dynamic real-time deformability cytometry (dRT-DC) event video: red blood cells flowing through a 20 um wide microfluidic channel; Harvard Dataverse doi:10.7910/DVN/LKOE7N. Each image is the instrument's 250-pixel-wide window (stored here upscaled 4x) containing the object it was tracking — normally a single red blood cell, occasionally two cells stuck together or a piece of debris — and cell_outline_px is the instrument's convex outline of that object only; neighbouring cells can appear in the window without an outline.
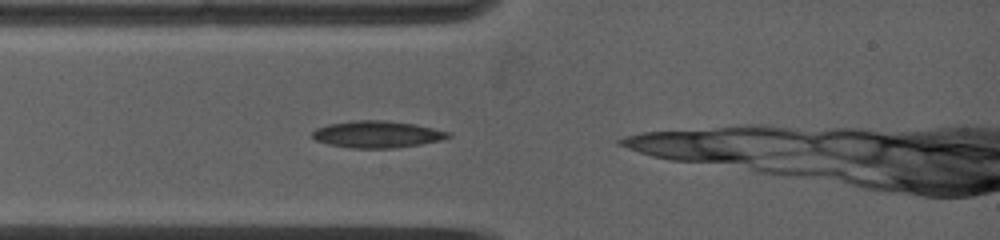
{"species": "common noctule bat (a hibernating species)", "species_latin": "Nyctalus noctula", "temperature_condition": "warm", "stored_images_in_passage": 27, "camera_frame_rate_fps": 5000, "um_per_image_px": 0.085, "animal": {"sex": "female", "body_mass_g": 19.0, "forearm_length_mm": 53.3}, "frame": {"image": 1, "passage_image": 1, "time_ms": 0.0, "image_size_px": [1000, 240], "cell_outline_px": [[452, 136], [440, 140], [420, 144], [392, 148], [352, 148], [328, 144], [316, 140], [312, 136], [312, 132], [316, 128], [328, 124], [352, 120], [384, 120], [416, 124], [452, 132]], "centroid_in_image_um": [32.07, 11.4], "position_along_channel_um": 52.9, "area_um2": 21.33}}